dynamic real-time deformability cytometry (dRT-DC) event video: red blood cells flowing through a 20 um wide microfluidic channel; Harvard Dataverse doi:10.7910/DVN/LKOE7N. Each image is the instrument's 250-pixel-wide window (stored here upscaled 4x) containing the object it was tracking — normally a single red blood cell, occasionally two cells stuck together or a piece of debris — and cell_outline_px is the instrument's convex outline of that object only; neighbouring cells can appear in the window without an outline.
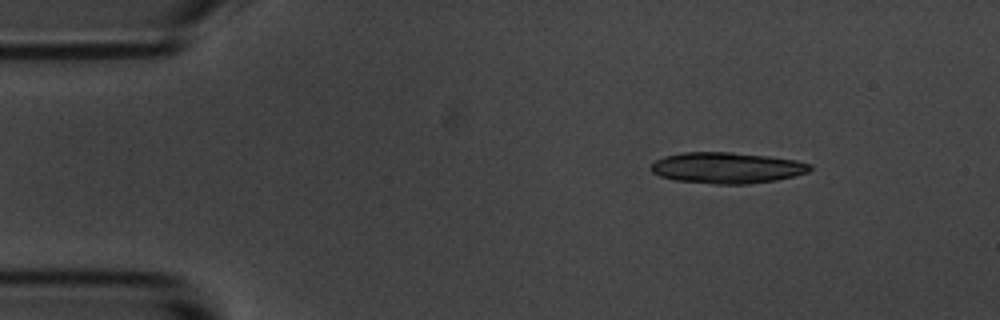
{"species": "common noctule bat (a hibernating species)", "species_latin": "Nyctalus noctula", "temperature_condition": "room temperature", "stored_images_in_passage": 4, "segment_of_instrument_passage": [2, 2], "camera_frame_rate_fps": 3000, "um_per_image_px": 0.085, "animal": {"sex": "male", "body_mass_g": 20.1, "forearm_length_mm": 53.5}, "frame": {"image": 1, "passage_image": 4, "time_ms": 4.333, "image_size_px": [1000, 320], "cell_outline_px": [[812, 168], [808, 172], [776, 180], [748, 184], [716, 184], [676, 180], [660, 176], [652, 172], [652, 164], [656, 160], [664, 156], [684, 152], [732, 152], [768, 156], [796, 160], [808, 164]], "centroid_in_image_um": [61.77, 14.26], "position_along_channel_um": 23.2, "area_um2": 28.55}}